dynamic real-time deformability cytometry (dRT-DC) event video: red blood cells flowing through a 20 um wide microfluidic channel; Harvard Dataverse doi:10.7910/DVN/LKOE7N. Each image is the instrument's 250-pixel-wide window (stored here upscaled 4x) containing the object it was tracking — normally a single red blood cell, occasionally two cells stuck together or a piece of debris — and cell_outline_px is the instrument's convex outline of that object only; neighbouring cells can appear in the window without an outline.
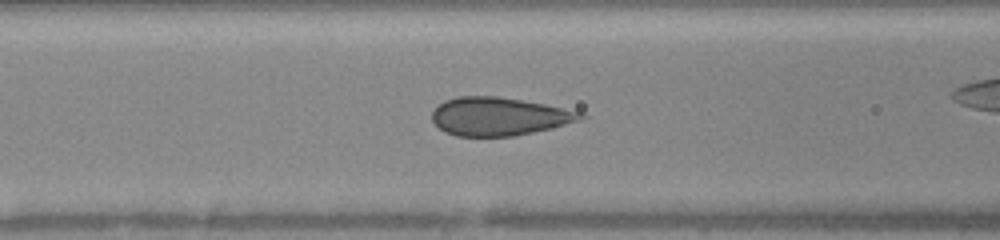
{"species": "human", "species_latin": "Homo sapiens", "temperature_condition": "warm", "stored_images_in_passage": 40, "camera_frame_rate_fps": 3000, "um_per_image_px": 0.085, "donor": {"sex": "female"}, "frame": {"image": 1, "passage_image": 11, "time_ms": 3.333, "image_size_px": [1000, 240], "cell_outline_px": [[588, 116], [580, 120], [552, 128], [512, 136], [456, 136], [444, 132], [432, 120], [432, 112], [444, 100], [460, 96], [496, 96], [544, 104], [584, 112]], "centroid_in_image_um": [42.43, 9.9], "position_along_channel_um": 124.2, "area_um2": 32.95}}
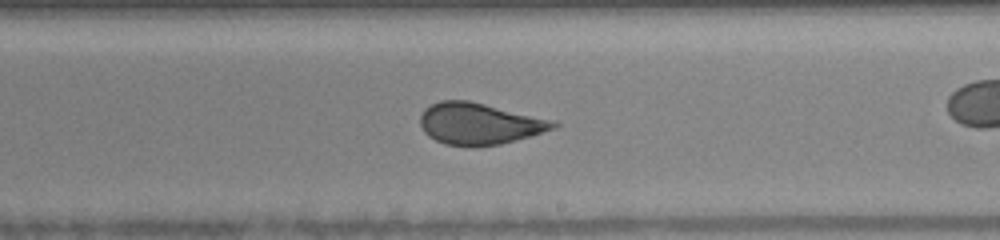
{"frame": {"image": 2, "passage_image": 20, "time_ms": 6.333, "image_size_px": [1000, 240], "cell_outline_px": [[560, 124], [552, 128], [528, 136], [500, 144], [472, 148], [444, 144], [428, 136], [424, 132], [420, 124], [420, 116], [424, 108], [440, 100], [468, 100], [556, 120]], "centroid_in_image_um": [40.7, 10.52], "position_along_channel_um": 248.3, "area_um2": 32.37}}
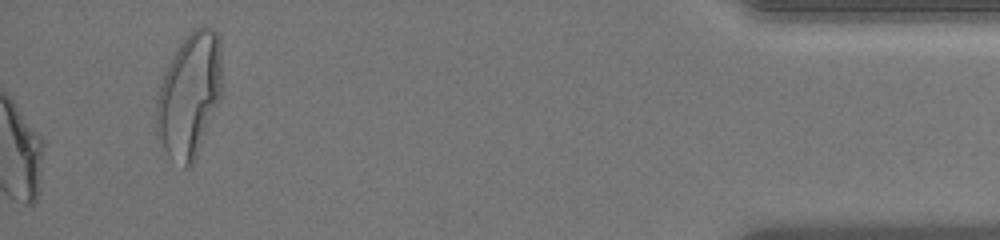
{"frame": {"image": 3, "passage_image": 40, "time_ms": 13.0, "image_size_px": [1000, 240], "cell_outline_px": [[220, 96], [196, 156], [192, 164], [188, 168], [184, 168], [168, 156], [156, 136], [156, 100], [164, 72], [168, 64], [180, 44], [196, 28], [204, 24], [216, 28], [220, 36]], "centroid_in_image_um": [16.07, 8.08], "position_along_channel_um": 419.1, "area_um2": 47.05}}